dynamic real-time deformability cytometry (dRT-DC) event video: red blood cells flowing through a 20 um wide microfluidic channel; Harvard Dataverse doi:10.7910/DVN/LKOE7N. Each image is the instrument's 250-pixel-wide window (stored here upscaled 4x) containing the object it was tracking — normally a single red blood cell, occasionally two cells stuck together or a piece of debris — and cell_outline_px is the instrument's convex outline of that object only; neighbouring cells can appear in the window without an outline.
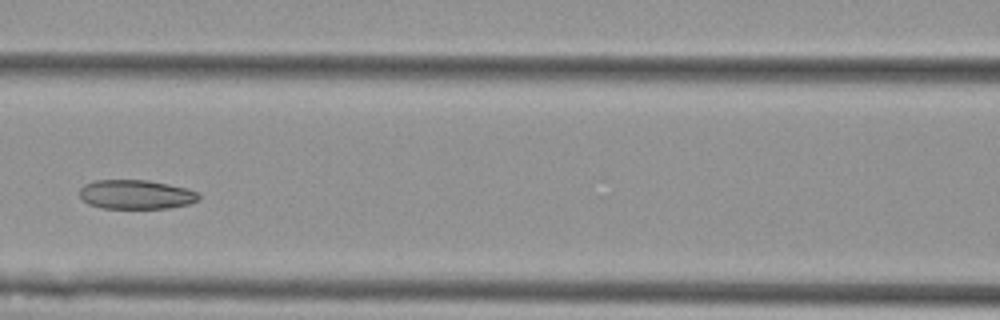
{"species": "Egyptian fruit bat (a non-hibernating species)", "species_latin": "Rousettus aegyptiacus", "temperature_condition": "cold", "stored_images_in_passage": 6, "camera_frame_rate_fps": 3000, "um_per_image_px": 0.085, "animal": {"sex": "female"}, "frame": {"image": 1, "passage_image": 5, "time_ms": 1.333, "image_size_px": [1000, 320], "cell_outline_px": [[200, 200], [188, 204], [168, 208], [100, 208], [88, 204], [80, 196], [80, 188], [84, 184], [92, 180], [148, 180], [188, 188], [200, 192]], "centroid_in_image_um": [11.58, 16.52], "position_along_channel_um": 155.0, "area_um2": 20.52}}
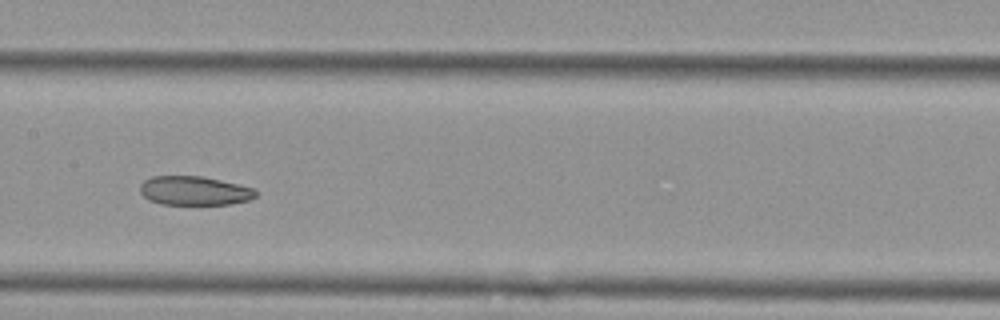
{"frame": {"image": 2, "passage_image": 6, "time_ms": 1.667, "image_size_px": [1000, 320], "cell_outline_px": [[256, 196], [248, 200], [232, 204], [160, 204], [148, 200], [140, 192], [140, 184], [144, 180], [152, 176], [200, 176], [220, 180], [256, 188]], "centroid_in_image_um": [16.51, 16.21], "position_along_channel_um": 190.9, "area_um2": 19.59}}